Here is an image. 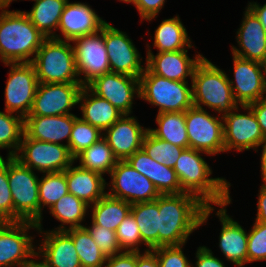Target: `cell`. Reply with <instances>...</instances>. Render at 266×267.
Masks as SVG:
<instances>
[{
    "instance_id": "cell-1",
    "label": "cell",
    "mask_w": 266,
    "mask_h": 267,
    "mask_svg": "<svg viewBox=\"0 0 266 267\" xmlns=\"http://www.w3.org/2000/svg\"><path fill=\"white\" fill-rule=\"evenodd\" d=\"M158 247L186 245L191 234L207 223L216 206H206L190 193L161 194Z\"/></svg>"
},
{
    "instance_id": "cell-2",
    "label": "cell",
    "mask_w": 266,
    "mask_h": 267,
    "mask_svg": "<svg viewBox=\"0 0 266 267\" xmlns=\"http://www.w3.org/2000/svg\"><path fill=\"white\" fill-rule=\"evenodd\" d=\"M203 154L211 157L205 152L186 148L176 161L173 169L182 191L196 196L206 206H220L231 202V183L223 177H211L212 167Z\"/></svg>"
},
{
    "instance_id": "cell-3",
    "label": "cell",
    "mask_w": 266,
    "mask_h": 267,
    "mask_svg": "<svg viewBox=\"0 0 266 267\" xmlns=\"http://www.w3.org/2000/svg\"><path fill=\"white\" fill-rule=\"evenodd\" d=\"M0 6V61L31 63L46 37L21 10Z\"/></svg>"
},
{
    "instance_id": "cell-4",
    "label": "cell",
    "mask_w": 266,
    "mask_h": 267,
    "mask_svg": "<svg viewBox=\"0 0 266 267\" xmlns=\"http://www.w3.org/2000/svg\"><path fill=\"white\" fill-rule=\"evenodd\" d=\"M204 57L196 66L192 78L193 105L220 116L228 114L239 104L235 101L229 83V74Z\"/></svg>"
},
{
    "instance_id": "cell-5",
    "label": "cell",
    "mask_w": 266,
    "mask_h": 267,
    "mask_svg": "<svg viewBox=\"0 0 266 267\" xmlns=\"http://www.w3.org/2000/svg\"><path fill=\"white\" fill-rule=\"evenodd\" d=\"M31 63L38 83H80L71 41L46 38Z\"/></svg>"
},
{
    "instance_id": "cell-6",
    "label": "cell",
    "mask_w": 266,
    "mask_h": 267,
    "mask_svg": "<svg viewBox=\"0 0 266 267\" xmlns=\"http://www.w3.org/2000/svg\"><path fill=\"white\" fill-rule=\"evenodd\" d=\"M139 79L140 99L158 107L157 113L185 112L193 106L192 83L169 80L146 67Z\"/></svg>"
},
{
    "instance_id": "cell-7",
    "label": "cell",
    "mask_w": 266,
    "mask_h": 267,
    "mask_svg": "<svg viewBox=\"0 0 266 267\" xmlns=\"http://www.w3.org/2000/svg\"><path fill=\"white\" fill-rule=\"evenodd\" d=\"M7 157V176L14 221L39 222V176L14 156Z\"/></svg>"
},
{
    "instance_id": "cell-8",
    "label": "cell",
    "mask_w": 266,
    "mask_h": 267,
    "mask_svg": "<svg viewBox=\"0 0 266 267\" xmlns=\"http://www.w3.org/2000/svg\"><path fill=\"white\" fill-rule=\"evenodd\" d=\"M189 148L205 152L211 156L225 153L223 116L207 109L192 106L185 111Z\"/></svg>"
},
{
    "instance_id": "cell-9",
    "label": "cell",
    "mask_w": 266,
    "mask_h": 267,
    "mask_svg": "<svg viewBox=\"0 0 266 267\" xmlns=\"http://www.w3.org/2000/svg\"><path fill=\"white\" fill-rule=\"evenodd\" d=\"M37 173L63 172L75 164L69 147L29 138L23 133L18 153L14 156Z\"/></svg>"
},
{
    "instance_id": "cell-10",
    "label": "cell",
    "mask_w": 266,
    "mask_h": 267,
    "mask_svg": "<svg viewBox=\"0 0 266 267\" xmlns=\"http://www.w3.org/2000/svg\"><path fill=\"white\" fill-rule=\"evenodd\" d=\"M223 134L227 154L232 150L237 153L250 149L258 152L265 141L260 125L248 105H239L223 116Z\"/></svg>"
},
{
    "instance_id": "cell-11",
    "label": "cell",
    "mask_w": 266,
    "mask_h": 267,
    "mask_svg": "<svg viewBox=\"0 0 266 267\" xmlns=\"http://www.w3.org/2000/svg\"><path fill=\"white\" fill-rule=\"evenodd\" d=\"M32 229L38 231L37 223L12 221L0 224V267H19L36 254V236L29 232Z\"/></svg>"
},
{
    "instance_id": "cell-12",
    "label": "cell",
    "mask_w": 266,
    "mask_h": 267,
    "mask_svg": "<svg viewBox=\"0 0 266 267\" xmlns=\"http://www.w3.org/2000/svg\"><path fill=\"white\" fill-rule=\"evenodd\" d=\"M10 67L5 87L4 110L25 119L33 105L38 80L32 63H4Z\"/></svg>"
},
{
    "instance_id": "cell-13",
    "label": "cell",
    "mask_w": 266,
    "mask_h": 267,
    "mask_svg": "<svg viewBox=\"0 0 266 267\" xmlns=\"http://www.w3.org/2000/svg\"><path fill=\"white\" fill-rule=\"evenodd\" d=\"M109 176L111 181L106 182L109 188L106 194L113 198L134 204L155 201L161 195L154 184L126 160L118 161Z\"/></svg>"
},
{
    "instance_id": "cell-14",
    "label": "cell",
    "mask_w": 266,
    "mask_h": 267,
    "mask_svg": "<svg viewBox=\"0 0 266 267\" xmlns=\"http://www.w3.org/2000/svg\"><path fill=\"white\" fill-rule=\"evenodd\" d=\"M80 83L87 86L96 77L111 72L104 41V25L99 32L71 41Z\"/></svg>"
},
{
    "instance_id": "cell-15",
    "label": "cell",
    "mask_w": 266,
    "mask_h": 267,
    "mask_svg": "<svg viewBox=\"0 0 266 267\" xmlns=\"http://www.w3.org/2000/svg\"><path fill=\"white\" fill-rule=\"evenodd\" d=\"M104 41L111 72L140 78L144 72L145 63L127 33L106 22L104 24Z\"/></svg>"
},
{
    "instance_id": "cell-16",
    "label": "cell",
    "mask_w": 266,
    "mask_h": 267,
    "mask_svg": "<svg viewBox=\"0 0 266 267\" xmlns=\"http://www.w3.org/2000/svg\"><path fill=\"white\" fill-rule=\"evenodd\" d=\"M83 85L81 83H38L28 116L74 114Z\"/></svg>"
},
{
    "instance_id": "cell-17",
    "label": "cell",
    "mask_w": 266,
    "mask_h": 267,
    "mask_svg": "<svg viewBox=\"0 0 266 267\" xmlns=\"http://www.w3.org/2000/svg\"><path fill=\"white\" fill-rule=\"evenodd\" d=\"M87 87L123 115H131L134 99H140V79L134 76L109 72L96 77Z\"/></svg>"
},
{
    "instance_id": "cell-18",
    "label": "cell",
    "mask_w": 266,
    "mask_h": 267,
    "mask_svg": "<svg viewBox=\"0 0 266 267\" xmlns=\"http://www.w3.org/2000/svg\"><path fill=\"white\" fill-rule=\"evenodd\" d=\"M233 76L229 78L232 93L239 105H248L266 97V82L262 63L232 54Z\"/></svg>"
},
{
    "instance_id": "cell-19",
    "label": "cell",
    "mask_w": 266,
    "mask_h": 267,
    "mask_svg": "<svg viewBox=\"0 0 266 267\" xmlns=\"http://www.w3.org/2000/svg\"><path fill=\"white\" fill-rule=\"evenodd\" d=\"M149 43L146 42V59L145 67L152 73L167 78L169 80L179 82H192L193 73L196 66L205 57L200 52L196 51V55L192 58L188 55L187 49L154 53ZM189 78V79H187Z\"/></svg>"
},
{
    "instance_id": "cell-20",
    "label": "cell",
    "mask_w": 266,
    "mask_h": 267,
    "mask_svg": "<svg viewBox=\"0 0 266 267\" xmlns=\"http://www.w3.org/2000/svg\"><path fill=\"white\" fill-rule=\"evenodd\" d=\"M96 13L86 2H70L68 0L58 25L61 34H57L53 38L73 41L78 37L99 32L107 21Z\"/></svg>"
},
{
    "instance_id": "cell-21",
    "label": "cell",
    "mask_w": 266,
    "mask_h": 267,
    "mask_svg": "<svg viewBox=\"0 0 266 267\" xmlns=\"http://www.w3.org/2000/svg\"><path fill=\"white\" fill-rule=\"evenodd\" d=\"M37 233L42 240L36 241V254L49 267H82L72 237L65 230L38 228Z\"/></svg>"
},
{
    "instance_id": "cell-22",
    "label": "cell",
    "mask_w": 266,
    "mask_h": 267,
    "mask_svg": "<svg viewBox=\"0 0 266 267\" xmlns=\"http://www.w3.org/2000/svg\"><path fill=\"white\" fill-rule=\"evenodd\" d=\"M231 202L217 206L216 216L221 222L218 247L224 255L225 261L244 267L247 263L248 232L238 221H235L227 213V207Z\"/></svg>"
},
{
    "instance_id": "cell-23",
    "label": "cell",
    "mask_w": 266,
    "mask_h": 267,
    "mask_svg": "<svg viewBox=\"0 0 266 267\" xmlns=\"http://www.w3.org/2000/svg\"><path fill=\"white\" fill-rule=\"evenodd\" d=\"M138 121L134 115H123L103 132V137L118 161L127 160L134 152L142 148L148 127L144 128Z\"/></svg>"
},
{
    "instance_id": "cell-24",
    "label": "cell",
    "mask_w": 266,
    "mask_h": 267,
    "mask_svg": "<svg viewBox=\"0 0 266 267\" xmlns=\"http://www.w3.org/2000/svg\"><path fill=\"white\" fill-rule=\"evenodd\" d=\"M237 46H231L233 55L262 63L266 57V30L248 8L243 12L242 22L236 31Z\"/></svg>"
},
{
    "instance_id": "cell-25",
    "label": "cell",
    "mask_w": 266,
    "mask_h": 267,
    "mask_svg": "<svg viewBox=\"0 0 266 267\" xmlns=\"http://www.w3.org/2000/svg\"><path fill=\"white\" fill-rule=\"evenodd\" d=\"M77 118L76 114L27 116L24 119V133L31 139L68 146L72 127Z\"/></svg>"
},
{
    "instance_id": "cell-26",
    "label": "cell",
    "mask_w": 266,
    "mask_h": 267,
    "mask_svg": "<svg viewBox=\"0 0 266 267\" xmlns=\"http://www.w3.org/2000/svg\"><path fill=\"white\" fill-rule=\"evenodd\" d=\"M83 121L104 132L111 127L123 114L109 101L94 94L87 86H83L78 98Z\"/></svg>"
},
{
    "instance_id": "cell-27",
    "label": "cell",
    "mask_w": 266,
    "mask_h": 267,
    "mask_svg": "<svg viewBox=\"0 0 266 267\" xmlns=\"http://www.w3.org/2000/svg\"><path fill=\"white\" fill-rule=\"evenodd\" d=\"M66 169L68 191L87 205L95 204L106 194V180L101 174L83 169L78 165Z\"/></svg>"
},
{
    "instance_id": "cell-28",
    "label": "cell",
    "mask_w": 266,
    "mask_h": 267,
    "mask_svg": "<svg viewBox=\"0 0 266 267\" xmlns=\"http://www.w3.org/2000/svg\"><path fill=\"white\" fill-rule=\"evenodd\" d=\"M153 47L160 52L195 48L179 15L162 20L154 31Z\"/></svg>"
},
{
    "instance_id": "cell-29",
    "label": "cell",
    "mask_w": 266,
    "mask_h": 267,
    "mask_svg": "<svg viewBox=\"0 0 266 267\" xmlns=\"http://www.w3.org/2000/svg\"><path fill=\"white\" fill-rule=\"evenodd\" d=\"M34 1L30 11H23L32 24L46 37L57 35L62 12L68 0H31Z\"/></svg>"
},
{
    "instance_id": "cell-30",
    "label": "cell",
    "mask_w": 266,
    "mask_h": 267,
    "mask_svg": "<svg viewBox=\"0 0 266 267\" xmlns=\"http://www.w3.org/2000/svg\"><path fill=\"white\" fill-rule=\"evenodd\" d=\"M132 204L105 194L89 206L91 221L106 229L116 231L120 223L131 213Z\"/></svg>"
},
{
    "instance_id": "cell-31",
    "label": "cell",
    "mask_w": 266,
    "mask_h": 267,
    "mask_svg": "<svg viewBox=\"0 0 266 267\" xmlns=\"http://www.w3.org/2000/svg\"><path fill=\"white\" fill-rule=\"evenodd\" d=\"M61 224L51 230H67L70 228L84 227L82 224L89 214V205L73 194L61 197L52 207L48 209Z\"/></svg>"
},
{
    "instance_id": "cell-32",
    "label": "cell",
    "mask_w": 266,
    "mask_h": 267,
    "mask_svg": "<svg viewBox=\"0 0 266 267\" xmlns=\"http://www.w3.org/2000/svg\"><path fill=\"white\" fill-rule=\"evenodd\" d=\"M157 128L148 130L157 138L182 148H189L185 112H164L155 116Z\"/></svg>"
},
{
    "instance_id": "cell-33",
    "label": "cell",
    "mask_w": 266,
    "mask_h": 267,
    "mask_svg": "<svg viewBox=\"0 0 266 267\" xmlns=\"http://www.w3.org/2000/svg\"><path fill=\"white\" fill-rule=\"evenodd\" d=\"M75 163L79 160V167L106 176L118 162L107 140L101 137L89 148L83 150L75 158Z\"/></svg>"
},
{
    "instance_id": "cell-34",
    "label": "cell",
    "mask_w": 266,
    "mask_h": 267,
    "mask_svg": "<svg viewBox=\"0 0 266 267\" xmlns=\"http://www.w3.org/2000/svg\"><path fill=\"white\" fill-rule=\"evenodd\" d=\"M131 213L139 227L142 242L146 248L143 251L158 247L159 210L155 201L134 203Z\"/></svg>"
},
{
    "instance_id": "cell-35",
    "label": "cell",
    "mask_w": 266,
    "mask_h": 267,
    "mask_svg": "<svg viewBox=\"0 0 266 267\" xmlns=\"http://www.w3.org/2000/svg\"><path fill=\"white\" fill-rule=\"evenodd\" d=\"M39 179V222L43 228V208L52 207L61 197L68 194L66 170L63 172L43 173Z\"/></svg>"
},
{
    "instance_id": "cell-36",
    "label": "cell",
    "mask_w": 266,
    "mask_h": 267,
    "mask_svg": "<svg viewBox=\"0 0 266 267\" xmlns=\"http://www.w3.org/2000/svg\"><path fill=\"white\" fill-rule=\"evenodd\" d=\"M71 237L82 267H103L106 256L85 227L65 230Z\"/></svg>"
},
{
    "instance_id": "cell-37",
    "label": "cell",
    "mask_w": 266,
    "mask_h": 267,
    "mask_svg": "<svg viewBox=\"0 0 266 267\" xmlns=\"http://www.w3.org/2000/svg\"><path fill=\"white\" fill-rule=\"evenodd\" d=\"M23 133L24 119L21 116L0 111V150L7 149L8 157L18 153Z\"/></svg>"
},
{
    "instance_id": "cell-38",
    "label": "cell",
    "mask_w": 266,
    "mask_h": 267,
    "mask_svg": "<svg viewBox=\"0 0 266 267\" xmlns=\"http://www.w3.org/2000/svg\"><path fill=\"white\" fill-rule=\"evenodd\" d=\"M142 149L156 162L173 168L185 148L163 141L148 130L143 139Z\"/></svg>"
},
{
    "instance_id": "cell-39",
    "label": "cell",
    "mask_w": 266,
    "mask_h": 267,
    "mask_svg": "<svg viewBox=\"0 0 266 267\" xmlns=\"http://www.w3.org/2000/svg\"><path fill=\"white\" fill-rule=\"evenodd\" d=\"M101 137H103V132L99 128L78 117L74 121L69 138L68 147L71 155L75 158L79 153L89 148Z\"/></svg>"
},
{
    "instance_id": "cell-40",
    "label": "cell",
    "mask_w": 266,
    "mask_h": 267,
    "mask_svg": "<svg viewBox=\"0 0 266 267\" xmlns=\"http://www.w3.org/2000/svg\"><path fill=\"white\" fill-rule=\"evenodd\" d=\"M151 182L160 194L183 193L176 171L152 158Z\"/></svg>"
},
{
    "instance_id": "cell-41",
    "label": "cell",
    "mask_w": 266,
    "mask_h": 267,
    "mask_svg": "<svg viewBox=\"0 0 266 267\" xmlns=\"http://www.w3.org/2000/svg\"><path fill=\"white\" fill-rule=\"evenodd\" d=\"M116 237L121 251L142 252L139 247H141V245L145 246L142 242L139 227L132 213L120 223L116 230Z\"/></svg>"
},
{
    "instance_id": "cell-42",
    "label": "cell",
    "mask_w": 266,
    "mask_h": 267,
    "mask_svg": "<svg viewBox=\"0 0 266 267\" xmlns=\"http://www.w3.org/2000/svg\"><path fill=\"white\" fill-rule=\"evenodd\" d=\"M248 230L247 263L266 261V222L254 221Z\"/></svg>"
},
{
    "instance_id": "cell-43",
    "label": "cell",
    "mask_w": 266,
    "mask_h": 267,
    "mask_svg": "<svg viewBox=\"0 0 266 267\" xmlns=\"http://www.w3.org/2000/svg\"><path fill=\"white\" fill-rule=\"evenodd\" d=\"M14 221V208L7 176V158L0 156V224Z\"/></svg>"
},
{
    "instance_id": "cell-44",
    "label": "cell",
    "mask_w": 266,
    "mask_h": 267,
    "mask_svg": "<svg viewBox=\"0 0 266 267\" xmlns=\"http://www.w3.org/2000/svg\"><path fill=\"white\" fill-rule=\"evenodd\" d=\"M90 225L88 227L84 225V227L88 230L92 239L106 258L122 252L117 242L116 231L96 225L92 221Z\"/></svg>"
},
{
    "instance_id": "cell-45",
    "label": "cell",
    "mask_w": 266,
    "mask_h": 267,
    "mask_svg": "<svg viewBox=\"0 0 266 267\" xmlns=\"http://www.w3.org/2000/svg\"><path fill=\"white\" fill-rule=\"evenodd\" d=\"M184 246H160L152 250L157 255L160 267H191L192 262L184 254Z\"/></svg>"
},
{
    "instance_id": "cell-46",
    "label": "cell",
    "mask_w": 266,
    "mask_h": 267,
    "mask_svg": "<svg viewBox=\"0 0 266 267\" xmlns=\"http://www.w3.org/2000/svg\"><path fill=\"white\" fill-rule=\"evenodd\" d=\"M167 0H135L133 6L139 12L141 23L145 21L151 22L161 12Z\"/></svg>"
},
{
    "instance_id": "cell-47",
    "label": "cell",
    "mask_w": 266,
    "mask_h": 267,
    "mask_svg": "<svg viewBox=\"0 0 266 267\" xmlns=\"http://www.w3.org/2000/svg\"><path fill=\"white\" fill-rule=\"evenodd\" d=\"M126 161L151 181L152 158L142 148L134 152Z\"/></svg>"
},
{
    "instance_id": "cell-48",
    "label": "cell",
    "mask_w": 266,
    "mask_h": 267,
    "mask_svg": "<svg viewBox=\"0 0 266 267\" xmlns=\"http://www.w3.org/2000/svg\"><path fill=\"white\" fill-rule=\"evenodd\" d=\"M195 258V264L191 267H226L224 262L216 257L207 246L197 247Z\"/></svg>"
},
{
    "instance_id": "cell-49",
    "label": "cell",
    "mask_w": 266,
    "mask_h": 267,
    "mask_svg": "<svg viewBox=\"0 0 266 267\" xmlns=\"http://www.w3.org/2000/svg\"><path fill=\"white\" fill-rule=\"evenodd\" d=\"M137 252L122 251L107 257L103 267H136Z\"/></svg>"
},
{
    "instance_id": "cell-50",
    "label": "cell",
    "mask_w": 266,
    "mask_h": 267,
    "mask_svg": "<svg viewBox=\"0 0 266 267\" xmlns=\"http://www.w3.org/2000/svg\"><path fill=\"white\" fill-rule=\"evenodd\" d=\"M248 106L252 109L266 141V97L250 103Z\"/></svg>"
},
{
    "instance_id": "cell-51",
    "label": "cell",
    "mask_w": 266,
    "mask_h": 267,
    "mask_svg": "<svg viewBox=\"0 0 266 267\" xmlns=\"http://www.w3.org/2000/svg\"><path fill=\"white\" fill-rule=\"evenodd\" d=\"M136 267H160L156 253L153 250L137 252Z\"/></svg>"
},
{
    "instance_id": "cell-52",
    "label": "cell",
    "mask_w": 266,
    "mask_h": 267,
    "mask_svg": "<svg viewBox=\"0 0 266 267\" xmlns=\"http://www.w3.org/2000/svg\"><path fill=\"white\" fill-rule=\"evenodd\" d=\"M257 213L255 221L266 222V185H262L258 190Z\"/></svg>"
},
{
    "instance_id": "cell-53",
    "label": "cell",
    "mask_w": 266,
    "mask_h": 267,
    "mask_svg": "<svg viewBox=\"0 0 266 267\" xmlns=\"http://www.w3.org/2000/svg\"><path fill=\"white\" fill-rule=\"evenodd\" d=\"M247 7L254 13V15L259 19L261 22L262 26L266 30V3L259 4L257 1H251L247 3Z\"/></svg>"
},
{
    "instance_id": "cell-54",
    "label": "cell",
    "mask_w": 266,
    "mask_h": 267,
    "mask_svg": "<svg viewBox=\"0 0 266 267\" xmlns=\"http://www.w3.org/2000/svg\"><path fill=\"white\" fill-rule=\"evenodd\" d=\"M262 150L260 154V170H261V180L263 182L262 185H266V141H264L261 145Z\"/></svg>"
},
{
    "instance_id": "cell-55",
    "label": "cell",
    "mask_w": 266,
    "mask_h": 267,
    "mask_svg": "<svg viewBox=\"0 0 266 267\" xmlns=\"http://www.w3.org/2000/svg\"><path fill=\"white\" fill-rule=\"evenodd\" d=\"M19 267H49L37 254Z\"/></svg>"
},
{
    "instance_id": "cell-56",
    "label": "cell",
    "mask_w": 266,
    "mask_h": 267,
    "mask_svg": "<svg viewBox=\"0 0 266 267\" xmlns=\"http://www.w3.org/2000/svg\"><path fill=\"white\" fill-rule=\"evenodd\" d=\"M16 0H0V6H10V4Z\"/></svg>"
},
{
    "instance_id": "cell-57",
    "label": "cell",
    "mask_w": 266,
    "mask_h": 267,
    "mask_svg": "<svg viewBox=\"0 0 266 267\" xmlns=\"http://www.w3.org/2000/svg\"><path fill=\"white\" fill-rule=\"evenodd\" d=\"M262 66H263V72L265 75V82H266V57H265L264 61L262 62Z\"/></svg>"
},
{
    "instance_id": "cell-58",
    "label": "cell",
    "mask_w": 266,
    "mask_h": 267,
    "mask_svg": "<svg viewBox=\"0 0 266 267\" xmlns=\"http://www.w3.org/2000/svg\"><path fill=\"white\" fill-rule=\"evenodd\" d=\"M118 1H121L123 3H131V4H134L135 3V0H118Z\"/></svg>"
}]
</instances>
